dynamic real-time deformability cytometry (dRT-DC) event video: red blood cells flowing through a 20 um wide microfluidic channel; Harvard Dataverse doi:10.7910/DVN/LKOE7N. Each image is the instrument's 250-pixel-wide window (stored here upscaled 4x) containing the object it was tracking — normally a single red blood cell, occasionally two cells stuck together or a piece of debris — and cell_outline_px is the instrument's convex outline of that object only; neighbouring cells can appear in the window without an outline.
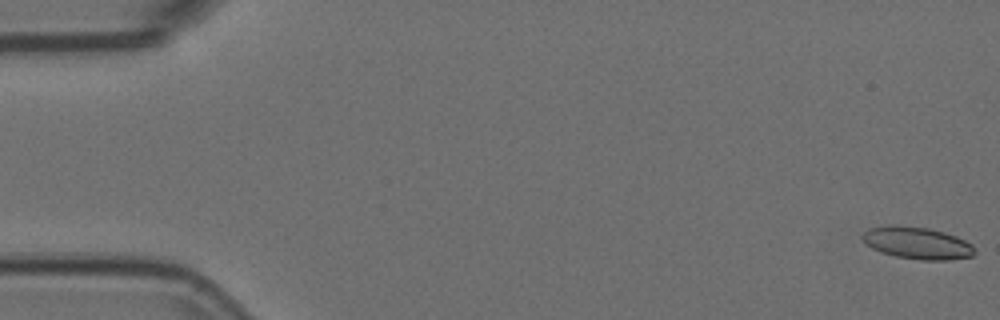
{"species": "Egyptian fruit bat (a non-hibernating species)", "species_latin": "Rousettus aegyptiacus", "temperature_condition": "room temperature", "stored_images_in_passage": 55, "camera_frame_rate_fps": 3000, "um_per_image_px": 0.085, "animal": {"sex": "female"}, "frame": {"image": 1, "passage_image": 1, "time_ms": 0.0, "image_size_px": [1000, 320], "cell_outline_px": [[976, 252], [972, 256], [948, 260], [920, 260], [896, 256], [880, 252], [872, 248], [860, 236], [868, 228], [888, 224], [896, 224], [928, 228], [944, 232], [956, 236], [972, 244]], "centroid_in_image_um": [77.95, 20.64], "position_along_channel_um": 7.1, "area_um2": 21.15}}
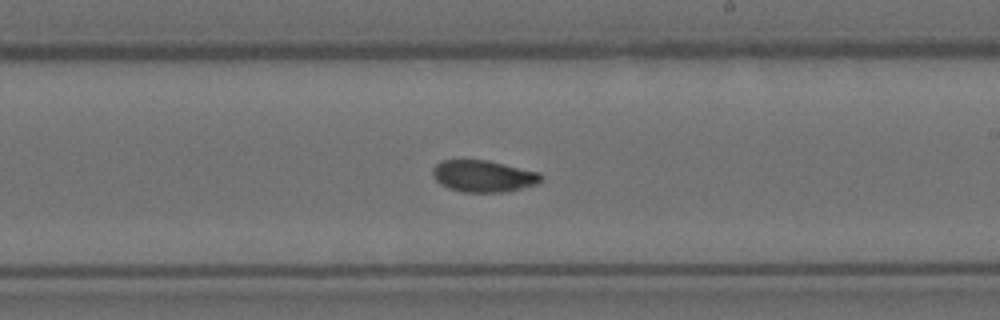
{"frame": {"image": 2, "passage_image": 32, "time_ms": 10.333, "image_size_px": [1000, 320], "cell_outline_px": [[544, 176], [536, 184], [520, 188], [500, 192], [460, 192], [448, 188], [440, 184], [432, 176], [432, 168], [440, 160], [488, 160], [540, 172]], "centroid_in_image_um": [41.05, 14.96], "position_along_channel_um": 247.9, "area_um2": 20.11}}
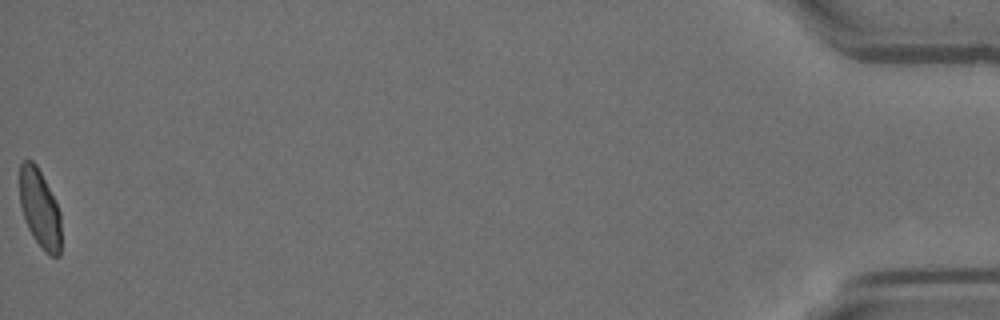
{"frame": {"image": 3, "passage_image": 55, "time_ms": 18.0, "image_size_px": [1000, 320], "cell_outline_px": [[60, 256], [48, 256], [32, 236], [24, 220], [20, 204], [20, 164], [24, 160], [32, 160], [36, 164], [56, 200], [60, 212]], "centroid_in_image_um": [3.38, 17.74], "position_along_channel_um": 431.8, "area_um2": 19.07}, "authors_computed_cell_mechanics": {"area_um2": 20.4034, "velocity_mm_per_s": 3.7288, "shape_relaxation_time_tau1_ms": null, "shape_relaxation_time_tau2_ms": 1.56, "deformation_change_tau1": null, "deformation_change_tau2": 0.0505}}